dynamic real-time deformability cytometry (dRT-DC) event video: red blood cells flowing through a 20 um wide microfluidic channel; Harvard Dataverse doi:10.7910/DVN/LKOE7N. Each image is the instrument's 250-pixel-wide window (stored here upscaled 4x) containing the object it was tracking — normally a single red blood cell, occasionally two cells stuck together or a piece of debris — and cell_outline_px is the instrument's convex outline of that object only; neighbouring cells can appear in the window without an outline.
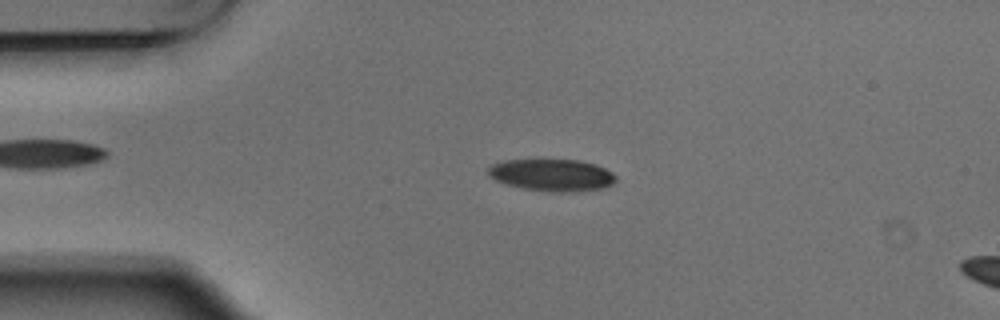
{"species": "Egyptian fruit bat (a non-hibernating species)", "species_latin": "Rousettus aegyptiacus", "temperature_condition": "warm", "stored_images_in_passage": 5, "segment_of_instrument_passage": [1, 2], "camera_frame_rate_fps": 3000, "um_per_image_px": 0.085, "animal": {"sex": "male"}, "frame": {"image": 1, "passage_image": 3, "time_ms": 0.667, "image_size_px": [1000, 320], "cell_outline_px": [[616, 180], [612, 184], [604, 188], [568, 192], [552, 192], [524, 188], [508, 184], [496, 180], [488, 176], [488, 168], [492, 164], [504, 160], [580, 160], [596, 164], [612, 172], [616, 176]], "centroid_in_image_um": [46.94, 14.87], "position_along_channel_um": 38.1, "area_um2": 23.76}}